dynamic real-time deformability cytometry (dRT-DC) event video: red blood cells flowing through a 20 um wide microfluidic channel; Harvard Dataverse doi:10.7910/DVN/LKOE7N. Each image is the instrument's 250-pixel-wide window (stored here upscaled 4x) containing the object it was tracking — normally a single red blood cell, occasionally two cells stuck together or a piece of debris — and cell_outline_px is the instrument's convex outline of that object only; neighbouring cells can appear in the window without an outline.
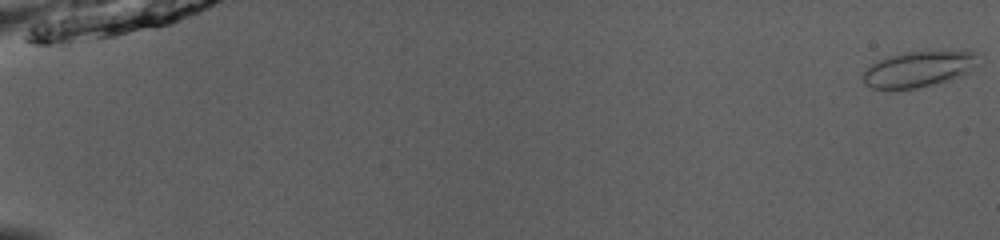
{"species": "common noctule bat (a hibernating species)", "species_latin": "Nyctalus noctula", "temperature_condition": "room temperature", "stored_images_in_passage": 53, "camera_frame_rate_fps": 3000, "um_per_image_px": 0.085, "animal": {"sex": "male", "body_mass_g": 13.0, "forearm_length_mm": 53.1}, "frame": {"image": 1, "passage_image": 1, "time_ms": 0.0, "image_size_px": [1000, 240], "cell_outline_px": [[980, 64], [972, 72], [948, 80], [916, 88], [872, 88], [864, 84], [860, 76], [872, 64], [888, 56], [904, 52], [948, 48], [976, 52]], "centroid_in_image_um": [78.19, 5.81], "position_along_channel_um": 6.8, "area_um2": 24.85}}
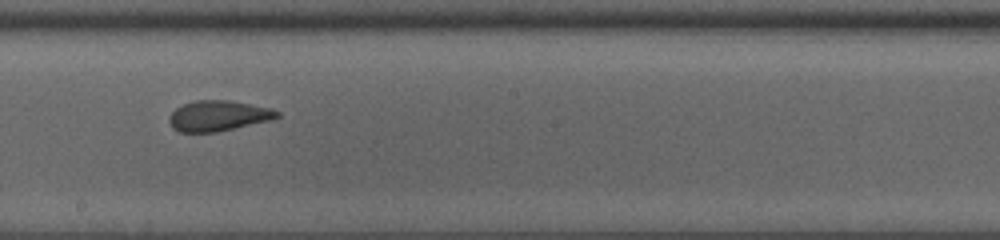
{"frame": {"image": 2, "passage_image": 32, "time_ms": 10.333, "image_size_px": [1000, 240], "cell_outline_px": [[280, 116], [272, 120], [216, 132], [180, 132], [172, 128], [168, 120], [168, 116], [176, 108], [184, 104], [196, 100], [228, 100], [272, 108], [280, 112]], "centroid_in_image_um": [18.56, 9.84], "position_along_channel_um": 229.6, "area_um2": 19.25}}
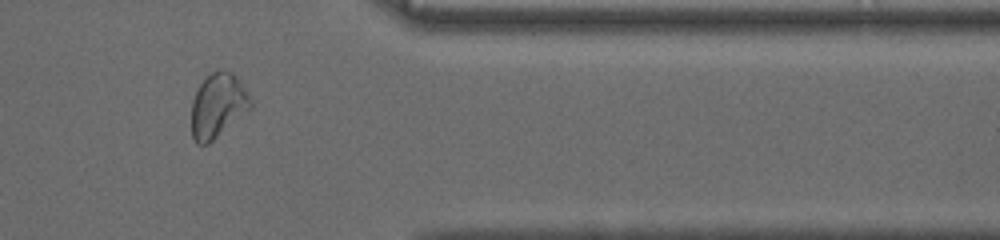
{"frame": {"image": 3, "passage_image": 45, "time_ms": 14.667, "image_size_px": [1000, 240], "cell_outline_px": [[252, 108], [208, 144], [196, 144], [192, 136], [192, 100], [204, 76], [212, 72], [224, 68], [232, 72], [236, 76], [248, 92], [252, 100]], "centroid_in_image_um": [18.53, 8.94], "position_along_channel_um": 392.9, "area_um2": 22.37}, "authors_computed_cell_mechanics": {"area_um2": 21.5016, "velocity_mm_per_s": 3.9851, "shape_relaxation_time_tau1_ms": null, "shape_relaxation_time_tau2_ms": 1.4552, "deformation_change_tau1": null, "deformation_change_tau2": 0.0725}}